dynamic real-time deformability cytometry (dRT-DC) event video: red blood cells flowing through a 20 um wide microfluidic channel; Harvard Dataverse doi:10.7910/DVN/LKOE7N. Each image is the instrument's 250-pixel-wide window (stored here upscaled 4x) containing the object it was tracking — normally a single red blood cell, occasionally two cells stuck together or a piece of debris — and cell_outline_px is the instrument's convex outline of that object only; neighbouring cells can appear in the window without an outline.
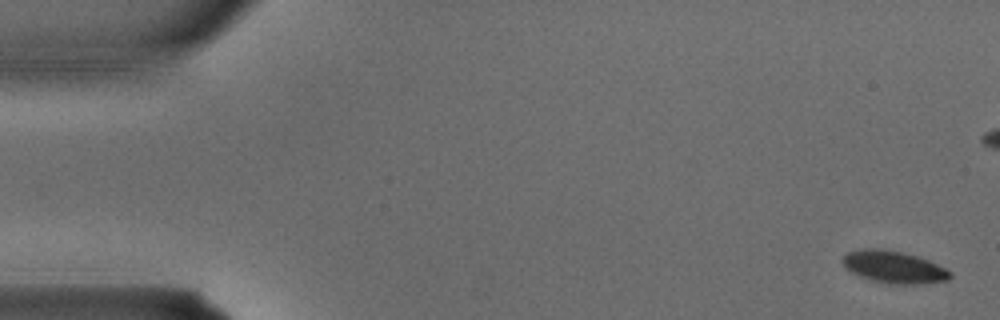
{"species": "common noctule bat (a hibernating species)", "species_latin": "Nyctalus noctula", "temperature_condition": "warm", "stored_images_in_passage": 3, "camera_frame_rate_fps": 3000, "um_per_image_px": 0.085, "animal": {"sex": "male", "body_mass_g": 15.6}, "frame": {"image": 1, "passage_image": 1, "time_ms": 0.0, "image_size_px": [1000, 320], "cell_outline_px": [[952, 276], [948, 280], [924, 284], [888, 284], [872, 280], [860, 276], [844, 268], [840, 260], [844, 252], [860, 248], [884, 248], [916, 256], [928, 260], [952, 272]], "centroid_in_image_um": [75.91, 22.69], "position_along_channel_um": 9.1, "area_um2": 20.52}}